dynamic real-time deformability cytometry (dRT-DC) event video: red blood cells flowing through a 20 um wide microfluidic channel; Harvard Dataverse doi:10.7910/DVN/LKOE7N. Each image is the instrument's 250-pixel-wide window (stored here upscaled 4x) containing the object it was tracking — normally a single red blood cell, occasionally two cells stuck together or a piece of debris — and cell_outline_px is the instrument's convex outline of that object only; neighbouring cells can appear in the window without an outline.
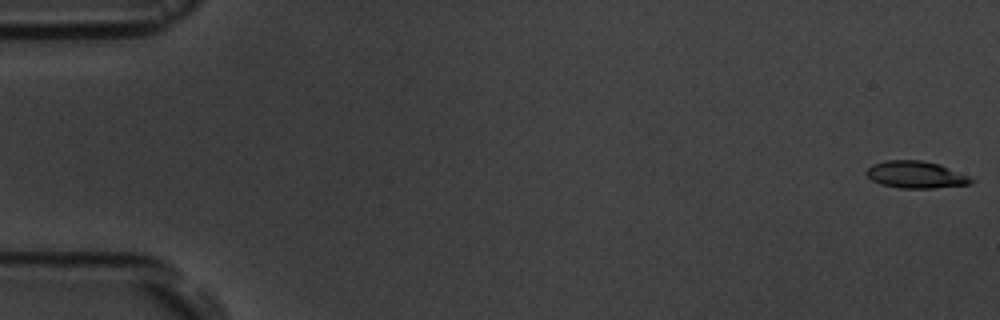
{"species": "common noctule bat (a hibernating species)", "species_latin": "Nyctalus noctula", "temperature_condition": "room temperature", "stored_images_in_passage": 5, "camera_frame_rate_fps": 3000, "um_per_image_px": 0.085, "animal": {"sex": "male", "body_mass_g": 19.5, "forearm_length_mm": 54.6}, "frame": {"image": 1, "passage_image": 1, "time_ms": 0.0, "image_size_px": [1000, 320], "cell_outline_px": [[976, 180], [972, 184], [932, 188], [900, 188], [880, 184], [872, 180], [864, 172], [872, 164], [888, 160], [920, 160], [940, 164], [968, 176]], "centroid_in_image_um": [77.85, 14.85], "position_along_channel_um": 7.2, "area_um2": 16.53}}
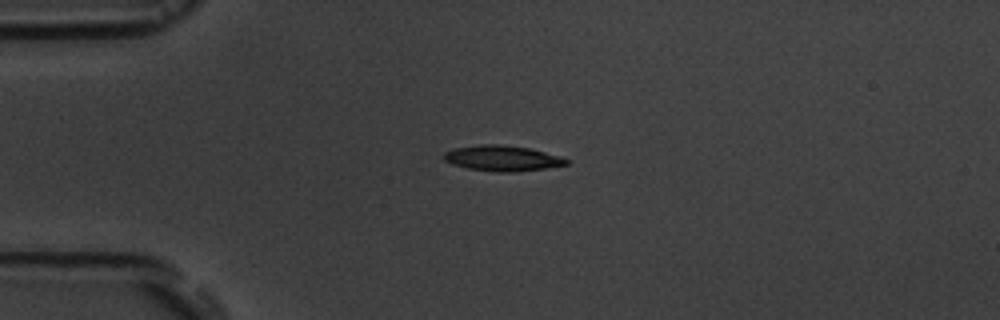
{"frame": {"image": 2, "passage_image": 4, "time_ms": 4.333, "image_size_px": [1000, 320], "cell_outline_px": [[568, 164], [544, 168], [512, 172], [496, 172], [468, 168], [452, 164], [444, 160], [444, 152], [456, 148], [480, 144], [500, 144], [528, 148], [560, 156], [568, 160]], "centroid_in_image_um": [42.67, 13.45], "position_along_channel_um": 42.3, "area_um2": 17.98}}